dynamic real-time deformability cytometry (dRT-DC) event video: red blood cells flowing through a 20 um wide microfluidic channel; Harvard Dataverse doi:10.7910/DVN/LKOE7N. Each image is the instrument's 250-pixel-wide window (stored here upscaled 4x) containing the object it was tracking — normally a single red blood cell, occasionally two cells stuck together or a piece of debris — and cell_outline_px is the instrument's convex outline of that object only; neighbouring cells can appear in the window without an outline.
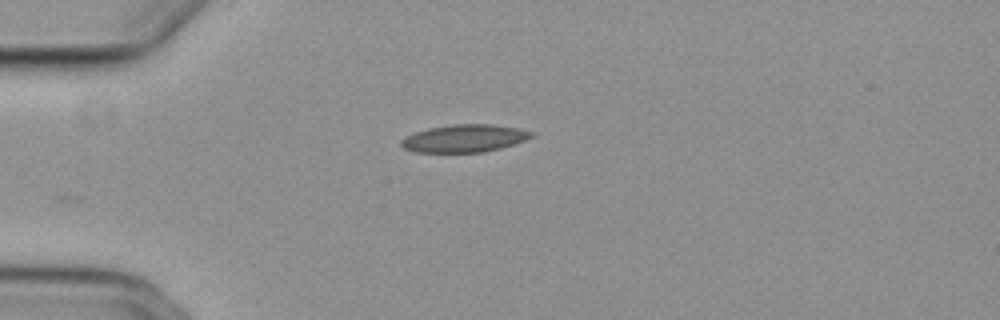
{"species": "common noctule bat (a hibernating species)", "species_latin": "Nyctalus noctula", "temperature_condition": "cold", "stored_images_in_passage": 40, "camera_frame_rate_fps": 3000, "um_per_image_px": 0.085, "animal": {"sex": "female", "body_mass_g": 29.2, "forearm_length_mm": 56.3}, "frame": {"image": 1, "passage_image": 1, "time_ms": 0.0, "image_size_px": [1000, 320], "cell_outline_px": [[532, 136], [524, 140], [500, 148], [484, 152], [416, 152], [404, 148], [400, 144], [400, 140], [416, 132], [428, 128], [452, 124], [492, 124], [520, 128], [532, 132]], "centroid_in_image_um": [39.46, 11.75], "position_along_channel_um": 45.5, "area_um2": 20.75}}
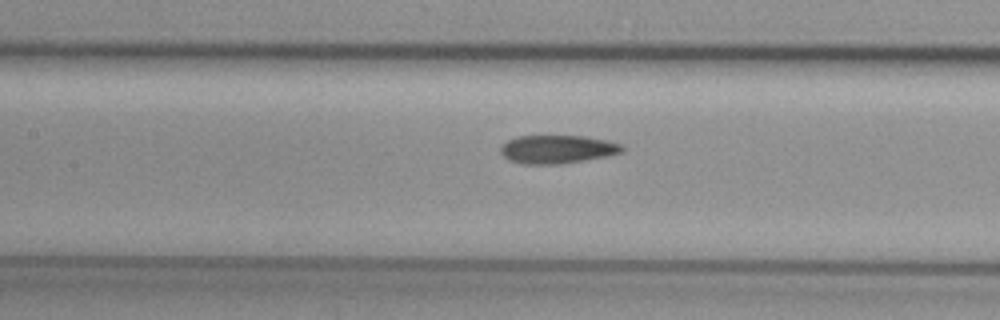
{"frame": {"image": 2, "passage_image": 12, "time_ms": 3.667, "image_size_px": [1000, 320], "cell_outline_px": [[624, 152], [608, 156], [560, 164], [524, 164], [508, 160], [500, 152], [500, 148], [508, 140], [516, 136], [584, 136], [608, 140], [624, 144]], "centroid_in_image_um": [47.42, 12.68], "position_along_channel_um": 160.0, "area_um2": 20.23}}
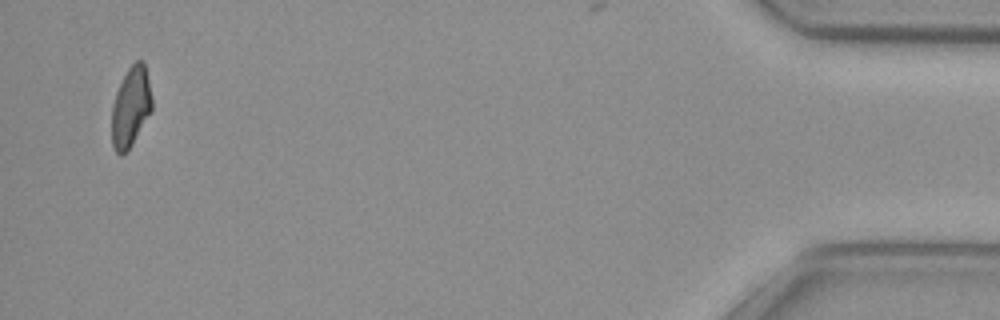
{"frame": {"image": 3, "passage_image": 40, "time_ms": 13.0, "image_size_px": [1000, 320], "cell_outline_px": [[152, 108], [132, 144], [120, 156], [116, 152], [112, 144], [112, 104], [116, 92], [128, 68], [136, 60], [144, 60], [152, 100]], "centroid_in_image_um": [11.1, 9.06], "position_along_channel_um": 424.1, "area_um2": 18.38}, "authors_computed_cell_mechanics": {"area_um2": 20.2011, "velocity_mm_per_s": 3.7305, "shape_relaxation_time_tau1_ms": null, "shape_relaxation_time_tau2_ms": 11.094, "deformation_change_tau1": null, "deformation_change_tau2": 0.1765}}